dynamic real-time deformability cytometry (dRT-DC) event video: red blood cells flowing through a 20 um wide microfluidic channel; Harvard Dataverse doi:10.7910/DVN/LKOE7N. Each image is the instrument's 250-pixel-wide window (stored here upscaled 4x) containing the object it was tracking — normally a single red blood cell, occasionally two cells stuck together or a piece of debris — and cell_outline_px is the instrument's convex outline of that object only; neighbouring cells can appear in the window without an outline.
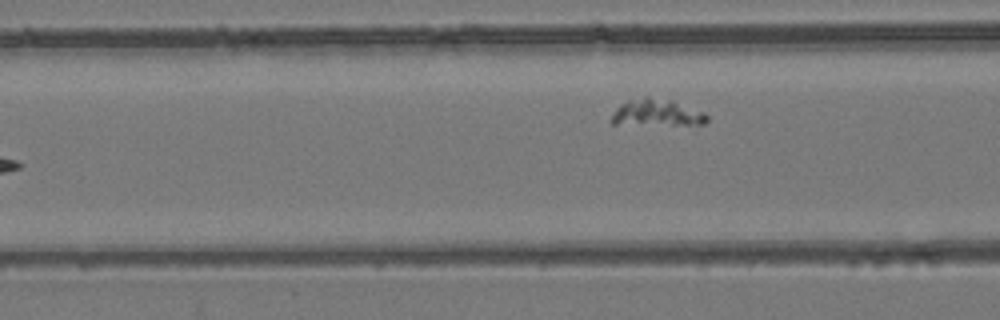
{"species": "common noctule bat (a hibernating species)", "species_latin": "Nyctalus noctula", "temperature_condition": "room temperature", "stored_images_in_passage": 5, "camera_frame_rate_fps": 3000, "um_per_image_px": 0.085, "animal": {"sex": "female", "body_mass_g": 24.6, "forearm_length_mm": 56.2}, "frame": {"image": 1, "passage_image": 5, "time_ms": 4.667, "image_size_px": [1000, 320], "cell_outline_px": [[708, 120], [704, 124], [612, 124], [608, 120], [616, 108], [620, 104], [628, 100], [644, 96], [648, 96], [672, 100], [704, 112], [708, 116]], "centroid_in_image_um": [55.78, 9.57], "position_along_channel_um": 110.8, "area_um2": 15.03}}